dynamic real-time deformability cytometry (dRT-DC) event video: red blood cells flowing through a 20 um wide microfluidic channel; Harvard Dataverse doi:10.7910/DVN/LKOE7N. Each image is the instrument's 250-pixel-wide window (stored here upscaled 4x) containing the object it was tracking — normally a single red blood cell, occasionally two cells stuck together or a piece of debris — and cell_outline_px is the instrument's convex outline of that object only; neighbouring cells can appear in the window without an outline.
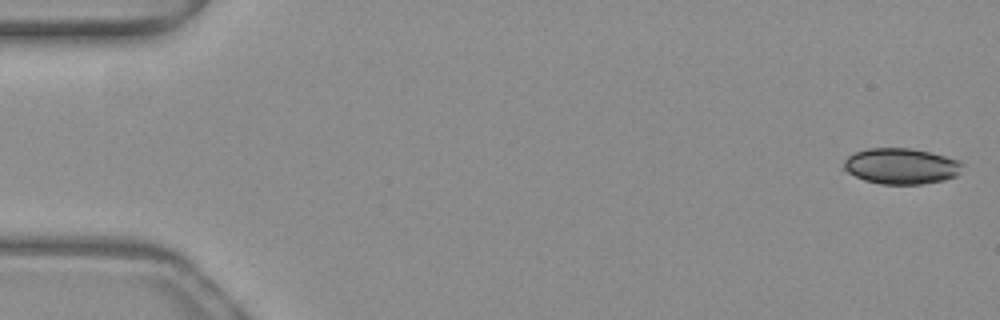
{"species": "common noctule bat (a hibernating species)", "species_latin": "Nyctalus noctula", "temperature_condition": "warm", "stored_images_in_passage": 16, "camera_frame_rate_fps": 3000, "um_per_image_px": 0.085, "animal": {"sex": "female", "body_mass_g": 19.3, "forearm_length_mm": 54.1}, "frame": {"image": 1, "passage_image": 1, "time_ms": 0.0, "image_size_px": [1000, 320], "cell_outline_px": [[964, 164], [960, 172], [956, 176], [944, 180], [924, 184], [880, 184], [864, 180], [848, 172], [844, 168], [844, 160], [852, 152], [868, 148], [912, 148], [932, 152], [960, 160]], "centroid_in_image_um": [76.62, 14.11], "position_along_channel_um": 8.4, "area_um2": 25.09}}
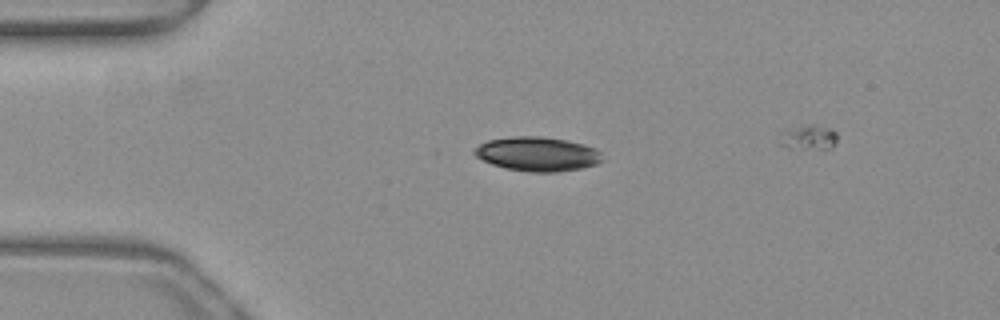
{"frame": {"image": 2, "passage_image": 12, "time_ms": 3.667, "image_size_px": [1000, 320], "cell_outline_px": [[604, 160], [596, 164], [580, 168], [556, 172], [528, 172], [504, 168], [492, 164], [476, 156], [472, 152], [480, 144], [488, 140], [512, 136], [540, 136], [564, 140], [584, 144], [596, 148], [600, 152]], "centroid_in_image_um": [45.69, 13.09], "position_along_channel_um": 39.3, "area_um2": 25.49}}